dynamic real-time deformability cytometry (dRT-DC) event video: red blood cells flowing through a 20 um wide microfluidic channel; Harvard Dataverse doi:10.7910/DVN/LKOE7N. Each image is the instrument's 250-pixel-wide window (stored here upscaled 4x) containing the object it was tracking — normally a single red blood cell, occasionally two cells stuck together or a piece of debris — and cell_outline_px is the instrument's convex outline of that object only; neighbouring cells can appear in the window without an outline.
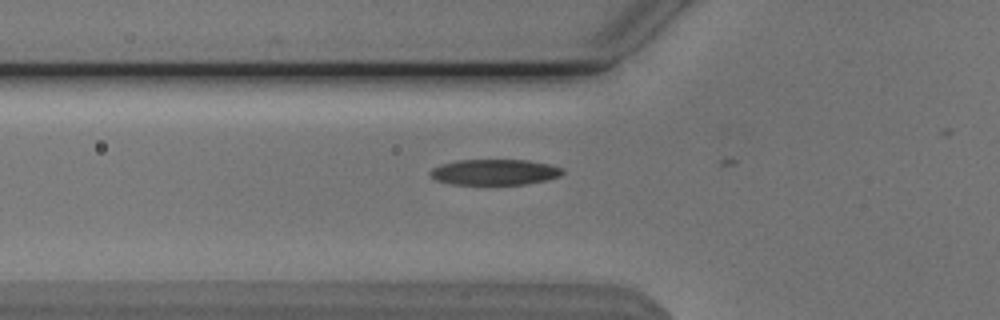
{"species": "Egyptian fruit bat (a non-hibernating species)", "species_latin": "Rousettus aegyptiacus", "temperature_condition": "cold", "stored_images_in_passage": 4, "camera_frame_rate_fps": 3000, "um_per_image_px": 0.085, "animal": {"sex": "male"}, "frame": {"image": 1, "passage_image": 2, "time_ms": 0.333, "image_size_px": [1000, 320], "cell_outline_px": [[564, 172], [560, 176], [544, 180], [524, 184], [452, 184], [436, 180], [428, 172], [432, 168], [440, 164], [456, 160], [528, 160], [548, 164], [564, 168]], "centroid_in_image_um": [42.02, 14.62], "position_along_channel_um": 83.8, "area_um2": 19.77}}